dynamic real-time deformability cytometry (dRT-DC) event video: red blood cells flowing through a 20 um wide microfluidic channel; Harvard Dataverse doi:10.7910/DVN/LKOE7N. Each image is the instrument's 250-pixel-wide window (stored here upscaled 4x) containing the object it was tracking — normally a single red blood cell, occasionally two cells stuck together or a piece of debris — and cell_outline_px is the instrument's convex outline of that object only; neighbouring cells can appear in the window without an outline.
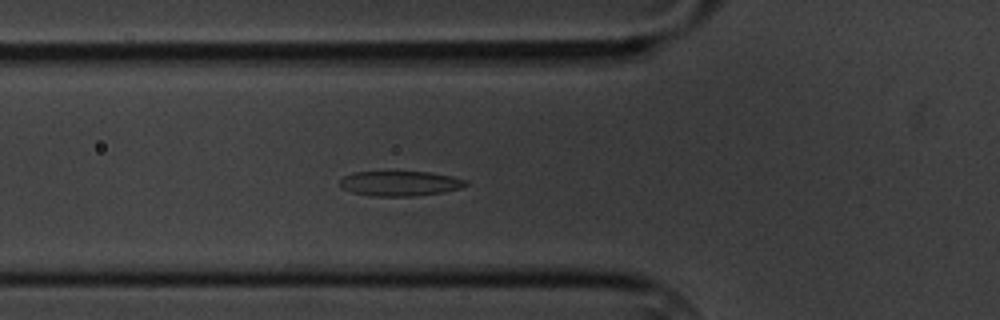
{"species": "common noctule bat (a hibernating species)", "species_latin": "Nyctalus noctula", "temperature_condition": "cold", "stored_images_in_passage": 2, "camera_frame_rate_fps": 3000, "um_per_image_px": 0.085, "animal": {"sex": "male", "body_mass_g": 20.1, "forearm_length_mm": 53.5}, "frame": {"image": 1, "passage_image": 2, "time_ms": 1.0, "image_size_px": [1000, 320], "cell_outline_px": [[468, 184], [460, 188], [444, 192], [416, 196], [372, 196], [352, 192], [340, 188], [340, 180], [344, 176], [352, 172], [432, 172], [452, 176], [468, 180]], "centroid_in_image_um": [34.01, 15.59], "position_along_channel_um": 91.8, "area_um2": 18.44}}